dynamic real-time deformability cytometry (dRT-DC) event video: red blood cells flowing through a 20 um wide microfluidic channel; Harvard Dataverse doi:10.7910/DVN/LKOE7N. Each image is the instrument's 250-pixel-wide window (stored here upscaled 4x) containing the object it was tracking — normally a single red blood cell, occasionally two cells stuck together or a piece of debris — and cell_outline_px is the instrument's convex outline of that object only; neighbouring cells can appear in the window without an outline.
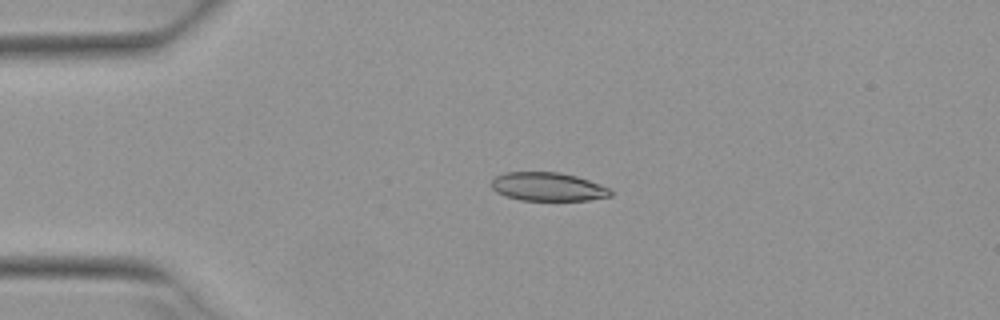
{"species": "Egyptian fruit bat (a non-hibernating species)", "species_latin": "Rousettus aegyptiacus", "temperature_condition": "warm", "stored_images_in_passage": 3, "camera_frame_rate_fps": 3000, "um_per_image_px": 0.085, "animal": {"sex": "female"}, "frame": {"image": 1, "passage_image": 2, "time_ms": 0.333, "image_size_px": [1000, 320], "cell_outline_px": [[612, 196], [588, 200], [520, 200], [504, 196], [496, 192], [492, 188], [492, 180], [496, 176], [504, 172], [560, 172], [576, 176], [612, 188]], "centroid_in_image_um": [46.58, 15.87], "position_along_channel_um": 38.4, "area_um2": 19.94}}